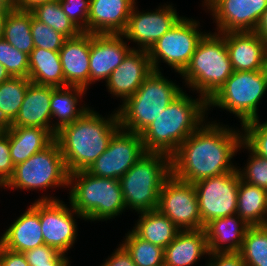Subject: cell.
Instances as JSON below:
<instances>
[{"instance_id": "c3c4849f", "label": "cell", "mask_w": 267, "mask_h": 266, "mask_svg": "<svg viewBox=\"0 0 267 266\" xmlns=\"http://www.w3.org/2000/svg\"><path fill=\"white\" fill-rule=\"evenodd\" d=\"M10 10L11 9H0V40L3 39L5 21Z\"/></svg>"}, {"instance_id": "816d5d0a", "label": "cell", "mask_w": 267, "mask_h": 266, "mask_svg": "<svg viewBox=\"0 0 267 266\" xmlns=\"http://www.w3.org/2000/svg\"><path fill=\"white\" fill-rule=\"evenodd\" d=\"M5 5L15 8L16 0H1Z\"/></svg>"}, {"instance_id": "ee69618b", "label": "cell", "mask_w": 267, "mask_h": 266, "mask_svg": "<svg viewBox=\"0 0 267 266\" xmlns=\"http://www.w3.org/2000/svg\"><path fill=\"white\" fill-rule=\"evenodd\" d=\"M117 247L99 266H136L126 248L121 243Z\"/></svg>"}, {"instance_id": "4dcf8cb0", "label": "cell", "mask_w": 267, "mask_h": 266, "mask_svg": "<svg viewBox=\"0 0 267 266\" xmlns=\"http://www.w3.org/2000/svg\"><path fill=\"white\" fill-rule=\"evenodd\" d=\"M32 12L12 8L4 26L3 39L19 51L30 54L34 49L31 35Z\"/></svg>"}, {"instance_id": "484cf974", "label": "cell", "mask_w": 267, "mask_h": 266, "mask_svg": "<svg viewBox=\"0 0 267 266\" xmlns=\"http://www.w3.org/2000/svg\"><path fill=\"white\" fill-rule=\"evenodd\" d=\"M86 92V89L78 86L56 87L52 91L50 103L54 137L63 126L76 121L89 109L88 105L81 103Z\"/></svg>"}, {"instance_id": "2e32d148", "label": "cell", "mask_w": 267, "mask_h": 266, "mask_svg": "<svg viewBox=\"0 0 267 266\" xmlns=\"http://www.w3.org/2000/svg\"><path fill=\"white\" fill-rule=\"evenodd\" d=\"M202 6L213 17L217 33L254 31L267 0H203Z\"/></svg>"}, {"instance_id": "d4e9b609", "label": "cell", "mask_w": 267, "mask_h": 266, "mask_svg": "<svg viewBox=\"0 0 267 266\" xmlns=\"http://www.w3.org/2000/svg\"><path fill=\"white\" fill-rule=\"evenodd\" d=\"M208 254L205 230H184L164 249V264L193 266L201 258H207Z\"/></svg>"}, {"instance_id": "60d3db41", "label": "cell", "mask_w": 267, "mask_h": 266, "mask_svg": "<svg viewBox=\"0 0 267 266\" xmlns=\"http://www.w3.org/2000/svg\"><path fill=\"white\" fill-rule=\"evenodd\" d=\"M29 266L42 263H72L70 257L48 245H41L23 253Z\"/></svg>"}, {"instance_id": "7dc6e473", "label": "cell", "mask_w": 267, "mask_h": 266, "mask_svg": "<svg viewBox=\"0 0 267 266\" xmlns=\"http://www.w3.org/2000/svg\"><path fill=\"white\" fill-rule=\"evenodd\" d=\"M254 32L267 44V9L262 13Z\"/></svg>"}, {"instance_id": "7c38bea8", "label": "cell", "mask_w": 267, "mask_h": 266, "mask_svg": "<svg viewBox=\"0 0 267 266\" xmlns=\"http://www.w3.org/2000/svg\"><path fill=\"white\" fill-rule=\"evenodd\" d=\"M240 175L237 168L194 183L202 225L237 212Z\"/></svg>"}, {"instance_id": "4fadbf2b", "label": "cell", "mask_w": 267, "mask_h": 266, "mask_svg": "<svg viewBox=\"0 0 267 266\" xmlns=\"http://www.w3.org/2000/svg\"><path fill=\"white\" fill-rule=\"evenodd\" d=\"M145 153L140 134L119 128L107 149L85 171L119 180Z\"/></svg>"}, {"instance_id": "83f0119b", "label": "cell", "mask_w": 267, "mask_h": 266, "mask_svg": "<svg viewBox=\"0 0 267 266\" xmlns=\"http://www.w3.org/2000/svg\"><path fill=\"white\" fill-rule=\"evenodd\" d=\"M135 225V226H134ZM131 230L143 240L166 248L181 231L158 209L140 213Z\"/></svg>"}, {"instance_id": "ba28073f", "label": "cell", "mask_w": 267, "mask_h": 266, "mask_svg": "<svg viewBox=\"0 0 267 266\" xmlns=\"http://www.w3.org/2000/svg\"><path fill=\"white\" fill-rule=\"evenodd\" d=\"M267 91V69L257 71H234L220 89L207 101V111L221 108L234 118L240 126L260 118L259 104ZM212 107V108H211Z\"/></svg>"}, {"instance_id": "7a4b0ae2", "label": "cell", "mask_w": 267, "mask_h": 266, "mask_svg": "<svg viewBox=\"0 0 267 266\" xmlns=\"http://www.w3.org/2000/svg\"><path fill=\"white\" fill-rule=\"evenodd\" d=\"M119 128L116 109L103 116L90 106L79 119L57 131L55 140L68 173L86 170L107 149Z\"/></svg>"}, {"instance_id": "8d00e7d4", "label": "cell", "mask_w": 267, "mask_h": 266, "mask_svg": "<svg viewBox=\"0 0 267 266\" xmlns=\"http://www.w3.org/2000/svg\"><path fill=\"white\" fill-rule=\"evenodd\" d=\"M0 64L11 77H25L29 74V55L19 51L4 39L0 40Z\"/></svg>"}, {"instance_id": "ac0fdd59", "label": "cell", "mask_w": 267, "mask_h": 266, "mask_svg": "<svg viewBox=\"0 0 267 266\" xmlns=\"http://www.w3.org/2000/svg\"><path fill=\"white\" fill-rule=\"evenodd\" d=\"M124 39L122 34H91L89 86L106 81L121 64L132 49Z\"/></svg>"}, {"instance_id": "52a82bcc", "label": "cell", "mask_w": 267, "mask_h": 266, "mask_svg": "<svg viewBox=\"0 0 267 266\" xmlns=\"http://www.w3.org/2000/svg\"><path fill=\"white\" fill-rule=\"evenodd\" d=\"M170 175V156L146 152L119 179L126 210L138 215L157 209L161 188Z\"/></svg>"}, {"instance_id": "db71d44e", "label": "cell", "mask_w": 267, "mask_h": 266, "mask_svg": "<svg viewBox=\"0 0 267 266\" xmlns=\"http://www.w3.org/2000/svg\"><path fill=\"white\" fill-rule=\"evenodd\" d=\"M4 130V126L0 124V133Z\"/></svg>"}, {"instance_id": "9a60e30c", "label": "cell", "mask_w": 267, "mask_h": 266, "mask_svg": "<svg viewBox=\"0 0 267 266\" xmlns=\"http://www.w3.org/2000/svg\"><path fill=\"white\" fill-rule=\"evenodd\" d=\"M137 3L132 8L122 35L127 43L130 41L136 44L132 49L148 51L182 16L177 13L176 7L168 2L148 11H141Z\"/></svg>"}, {"instance_id": "3957f363", "label": "cell", "mask_w": 267, "mask_h": 266, "mask_svg": "<svg viewBox=\"0 0 267 266\" xmlns=\"http://www.w3.org/2000/svg\"><path fill=\"white\" fill-rule=\"evenodd\" d=\"M196 97L183 91L140 134L145 152L171 157L179 145L208 119L207 101L200 95Z\"/></svg>"}, {"instance_id": "f546056e", "label": "cell", "mask_w": 267, "mask_h": 266, "mask_svg": "<svg viewBox=\"0 0 267 266\" xmlns=\"http://www.w3.org/2000/svg\"><path fill=\"white\" fill-rule=\"evenodd\" d=\"M236 214L250 226L267 225V189L240 179Z\"/></svg>"}, {"instance_id": "f6af8a7d", "label": "cell", "mask_w": 267, "mask_h": 266, "mask_svg": "<svg viewBox=\"0 0 267 266\" xmlns=\"http://www.w3.org/2000/svg\"><path fill=\"white\" fill-rule=\"evenodd\" d=\"M0 266H29L23 253L14 252L0 244Z\"/></svg>"}, {"instance_id": "cb8c5ba5", "label": "cell", "mask_w": 267, "mask_h": 266, "mask_svg": "<svg viewBox=\"0 0 267 266\" xmlns=\"http://www.w3.org/2000/svg\"><path fill=\"white\" fill-rule=\"evenodd\" d=\"M249 227L237 214L211 220L204 226L208 252H240Z\"/></svg>"}, {"instance_id": "603a6c76", "label": "cell", "mask_w": 267, "mask_h": 266, "mask_svg": "<svg viewBox=\"0 0 267 266\" xmlns=\"http://www.w3.org/2000/svg\"><path fill=\"white\" fill-rule=\"evenodd\" d=\"M56 87L30 83L15 120L5 127H41L52 134L51 96Z\"/></svg>"}, {"instance_id": "f1b7e54d", "label": "cell", "mask_w": 267, "mask_h": 266, "mask_svg": "<svg viewBox=\"0 0 267 266\" xmlns=\"http://www.w3.org/2000/svg\"><path fill=\"white\" fill-rule=\"evenodd\" d=\"M28 78L38 85L65 87L59 52L34 47L29 54Z\"/></svg>"}, {"instance_id": "b9f144b4", "label": "cell", "mask_w": 267, "mask_h": 266, "mask_svg": "<svg viewBox=\"0 0 267 266\" xmlns=\"http://www.w3.org/2000/svg\"><path fill=\"white\" fill-rule=\"evenodd\" d=\"M14 164L10 156L9 135L4 129L0 133V188L13 176Z\"/></svg>"}, {"instance_id": "bcb514c9", "label": "cell", "mask_w": 267, "mask_h": 266, "mask_svg": "<svg viewBox=\"0 0 267 266\" xmlns=\"http://www.w3.org/2000/svg\"><path fill=\"white\" fill-rule=\"evenodd\" d=\"M51 1L55 0H16L15 9L22 11H31L36 6Z\"/></svg>"}, {"instance_id": "7bdbcfd3", "label": "cell", "mask_w": 267, "mask_h": 266, "mask_svg": "<svg viewBox=\"0 0 267 266\" xmlns=\"http://www.w3.org/2000/svg\"><path fill=\"white\" fill-rule=\"evenodd\" d=\"M205 266H245L240 252L209 253Z\"/></svg>"}, {"instance_id": "d6a6232c", "label": "cell", "mask_w": 267, "mask_h": 266, "mask_svg": "<svg viewBox=\"0 0 267 266\" xmlns=\"http://www.w3.org/2000/svg\"><path fill=\"white\" fill-rule=\"evenodd\" d=\"M120 242L136 266H159L164 263V248L143 240L129 230Z\"/></svg>"}, {"instance_id": "d590c367", "label": "cell", "mask_w": 267, "mask_h": 266, "mask_svg": "<svg viewBox=\"0 0 267 266\" xmlns=\"http://www.w3.org/2000/svg\"><path fill=\"white\" fill-rule=\"evenodd\" d=\"M243 152L248 150V159L245 167L237 166L242 181L254 186L267 189V158L253 153L243 142L239 145ZM246 149V150H245Z\"/></svg>"}, {"instance_id": "44dd1931", "label": "cell", "mask_w": 267, "mask_h": 266, "mask_svg": "<svg viewBox=\"0 0 267 266\" xmlns=\"http://www.w3.org/2000/svg\"><path fill=\"white\" fill-rule=\"evenodd\" d=\"M91 33L81 32L78 36L67 38L59 51L65 87L89 88Z\"/></svg>"}, {"instance_id": "1f68e13d", "label": "cell", "mask_w": 267, "mask_h": 266, "mask_svg": "<svg viewBox=\"0 0 267 266\" xmlns=\"http://www.w3.org/2000/svg\"><path fill=\"white\" fill-rule=\"evenodd\" d=\"M30 83L25 77H11L0 83V124L4 127L17 117Z\"/></svg>"}, {"instance_id": "f35d334b", "label": "cell", "mask_w": 267, "mask_h": 266, "mask_svg": "<svg viewBox=\"0 0 267 266\" xmlns=\"http://www.w3.org/2000/svg\"><path fill=\"white\" fill-rule=\"evenodd\" d=\"M31 35L34 47L59 52L67 39L64 35L50 26L37 20L32 14Z\"/></svg>"}, {"instance_id": "ab89813d", "label": "cell", "mask_w": 267, "mask_h": 266, "mask_svg": "<svg viewBox=\"0 0 267 266\" xmlns=\"http://www.w3.org/2000/svg\"><path fill=\"white\" fill-rule=\"evenodd\" d=\"M67 17L82 31L88 32L90 0H59Z\"/></svg>"}, {"instance_id": "5b68a950", "label": "cell", "mask_w": 267, "mask_h": 266, "mask_svg": "<svg viewBox=\"0 0 267 266\" xmlns=\"http://www.w3.org/2000/svg\"><path fill=\"white\" fill-rule=\"evenodd\" d=\"M233 72L225 38L220 33L208 31L179 75L185 89H191L208 101Z\"/></svg>"}, {"instance_id": "6da1fadb", "label": "cell", "mask_w": 267, "mask_h": 266, "mask_svg": "<svg viewBox=\"0 0 267 266\" xmlns=\"http://www.w3.org/2000/svg\"><path fill=\"white\" fill-rule=\"evenodd\" d=\"M216 121L207 119L179 145L171 156L174 177L194 184L236 169L232 160L242 151V128Z\"/></svg>"}, {"instance_id": "4316f807", "label": "cell", "mask_w": 267, "mask_h": 266, "mask_svg": "<svg viewBox=\"0 0 267 266\" xmlns=\"http://www.w3.org/2000/svg\"><path fill=\"white\" fill-rule=\"evenodd\" d=\"M9 135L10 156L14 166L25 162L49 146L55 137L41 127H4Z\"/></svg>"}, {"instance_id": "277c9868", "label": "cell", "mask_w": 267, "mask_h": 266, "mask_svg": "<svg viewBox=\"0 0 267 266\" xmlns=\"http://www.w3.org/2000/svg\"><path fill=\"white\" fill-rule=\"evenodd\" d=\"M68 188L72 208L87 222L112 221L126 211L119 180L80 170L69 174Z\"/></svg>"}, {"instance_id": "8fae6325", "label": "cell", "mask_w": 267, "mask_h": 266, "mask_svg": "<svg viewBox=\"0 0 267 266\" xmlns=\"http://www.w3.org/2000/svg\"><path fill=\"white\" fill-rule=\"evenodd\" d=\"M43 194L37 200H40V224L44 243L68 255L78 239L76 218L85 219L72 208L70 202L68 207L59 197Z\"/></svg>"}, {"instance_id": "d6986e66", "label": "cell", "mask_w": 267, "mask_h": 266, "mask_svg": "<svg viewBox=\"0 0 267 266\" xmlns=\"http://www.w3.org/2000/svg\"><path fill=\"white\" fill-rule=\"evenodd\" d=\"M234 71L267 69V44L254 31L220 33Z\"/></svg>"}, {"instance_id": "f5cc1de1", "label": "cell", "mask_w": 267, "mask_h": 266, "mask_svg": "<svg viewBox=\"0 0 267 266\" xmlns=\"http://www.w3.org/2000/svg\"><path fill=\"white\" fill-rule=\"evenodd\" d=\"M0 9H12V7L5 5V4L0 0Z\"/></svg>"}, {"instance_id": "681fc988", "label": "cell", "mask_w": 267, "mask_h": 266, "mask_svg": "<svg viewBox=\"0 0 267 266\" xmlns=\"http://www.w3.org/2000/svg\"><path fill=\"white\" fill-rule=\"evenodd\" d=\"M10 78L11 76L6 70V68L2 64H0V83L7 81Z\"/></svg>"}, {"instance_id": "e0dca14e", "label": "cell", "mask_w": 267, "mask_h": 266, "mask_svg": "<svg viewBox=\"0 0 267 266\" xmlns=\"http://www.w3.org/2000/svg\"><path fill=\"white\" fill-rule=\"evenodd\" d=\"M153 71L148 52L131 49L105 81L107 92L123 104Z\"/></svg>"}, {"instance_id": "f907efd6", "label": "cell", "mask_w": 267, "mask_h": 266, "mask_svg": "<svg viewBox=\"0 0 267 266\" xmlns=\"http://www.w3.org/2000/svg\"><path fill=\"white\" fill-rule=\"evenodd\" d=\"M34 266H71V263H42L34 264Z\"/></svg>"}, {"instance_id": "e575fe53", "label": "cell", "mask_w": 267, "mask_h": 266, "mask_svg": "<svg viewBox=\"0 0 267 266\" xmlns=\"http://www.w3.org/2000/svg\"><path fill=\"white\" fill-rule=\"evenodd\" d=\"M240 254L245 266H267V225L247 229Z\"/></svg>"}, {"instance_id": "7402d4cb", "label": "cell", "mask_w": 267, "mask_h": 266, "mask_svg": "<svg viewBox=\"0 0 267 266\" xmlns=\"http://www.w3.org/2000/svg\"><path fill=\"white\" fill-rule=\"evenodd\" d=\"M137 0H90L88 33L122 34Z\"/></svg>"}, {"instance_id": "8992f818", "label": "cell", "mask_w": 267, "mask_h": 266, "mask_svg": "<svg viewBox=\"0 0 267 266\" xmlns=\"http://www.w3.org/2000/svg\"><path fill=\"white\" fill-rule=\"evenodd\" d=\"M153 71L136 93L116 108L120 128L141 134L185 89Z\"/></svg>"}, {"instance_id": "ffe728a7", "label": "cell", "mask_w": 267, "mask_h": 266, "mask_svg": "<svg viewBox=\"0 0 267 266\" xmlns=\"http://www.w3.org/2000/svg\"><path fill=\"white\" fill-rule=\"evenodd\" d=\"M7 228L0 236V244L8 250L24 253L45 244L40 224V200L35 199Z\"/></svg>"}, {"instance_id": "30bf717a", "label": "cell", "mask_w": 267, "mask_h": 266, "mask_svg": "<svg viewBox=\"0 0 267 266\" xmlns=\"http://www.w3.org/2000/svg\"><path fill=\"white\" fill-rule=\"evenodd\" d=\"M199 20L182 16L147 51L154 71H162L161 63L167 64L179 75L188 65L200 40L207 32L200 30Z\"/></svg>"}, {"instance_id": "9c48e42d", "label": "cell", "mask_w": 267, "mask_h": 266, "mask_svg": "<svg viewBox=\"0 0 267 266\" xmlns=\"http://www.w3.org/2000/svg\"><path fill=\"white\" fill-rule=\"evenodd\" d=\"M67 171L61 149L56 140L42 151L30 156L25 162L14 168L13 176L3 186L12 190H46L68 188Z\"/></svg>"}, {"instance_id": "74e56055", "label": "cell", "mask_w": 267, "mask_h": 266, "mask_svg": "<svg viewBox=\"0 0 267 266\" xmlns=\"http://www.w3.org/2000/svg\"><path fill=\"white\" fill-rule=\"evenodd\" d=\"M260 118L241 126L242 142L256 155L267 158V121Z\"/></svg>"}, {"instance_id": "5bb4252c", "label": "cell", "mask_w": 267, "mask_h": 266, "mask_svg": "<svg viewBox=\"0 0 267 266\" xmlns=\"http://www.w3.org/2000/svg\"><path fill=\"white\" fill-rule=\"evenodd\" d=\"M157 209L181 231L204 229L194 185L172 174L163 183Z\"/></svg>"}, {"instance_id": "836d02e7", "label": "cell", "mask_w": 267, "mask_h": 266, "mask_svg": "<svg viewBox=\"0 0 267 266\" xmlns=\"http://www.w3.org/2000/svg\"><path fill=\"white\" fill-rule=\"evenodd\" d=\"M31 12L37 20L50 26L66 38L76 37L82 32L64 13L59 0L40 4Z\"/></svg>"}]
</instances>
